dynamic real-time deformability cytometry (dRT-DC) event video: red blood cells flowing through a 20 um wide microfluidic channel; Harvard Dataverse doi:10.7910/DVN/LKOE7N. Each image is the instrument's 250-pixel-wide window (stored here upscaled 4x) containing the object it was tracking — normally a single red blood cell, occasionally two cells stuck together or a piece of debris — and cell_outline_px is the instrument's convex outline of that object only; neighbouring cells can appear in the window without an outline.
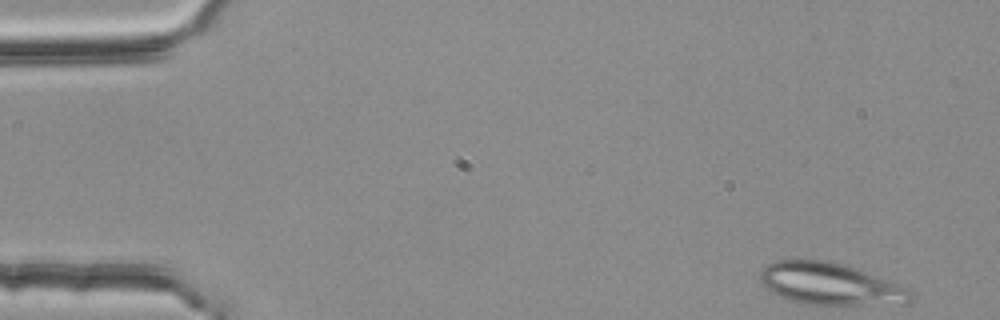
{"species": "common noctule bat (a hibernating species)", "species_latin": "Nyctalus noctula", "temperature_condition": "room temperature", "stored_images_in_passage": 47, "camera_frame_rate_fps": 3000, "um_per_image_px": 0.085, "animal": {"sex": "female", "body_mass_g": 25.1}, "frame": {"image": 1, "passage_image": 1, "time_ms": 0.0, "image_size_px": [1000, 320], "cell_outline_px": [[916, 300], [912, 304], [800, 304], [788, 300], [764, 288], [760, 280], [760, 272], [768, 264], [776, 260], [832, 260], [888, 280], [908, 288], [916, 292]], "centroid_in_image_um": [70.63, 24.15], "position_along_channel_um": 14.4, "area_um2": 37.22}}
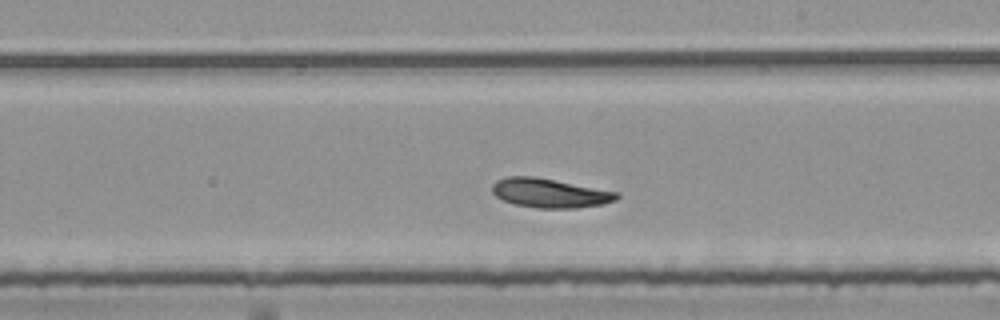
{"frame": {"image": 2, "passage_image": 29, "time_ms": 9.333, "image_size_px": [1000, 320], "cell_outline_px": [[620, 196], [616, 200], [604, 204], [576, 208], [536, 208], [516, 204], [504, 200], [496, 196], [492, 192], [492, 184], [496, 180], [508, 176], [532, 176], [620, 192]], "centroid_in_image_um": [46.75, 16.41], "position_along_channel_um": 242.2, "area_um2": 21.15}}
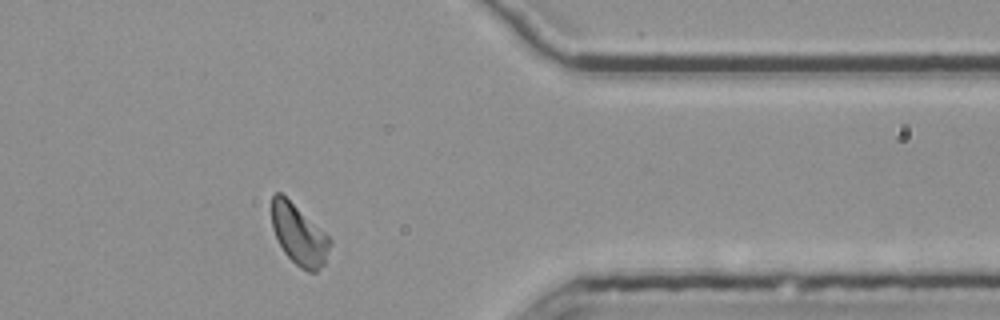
{"frame": {"image": 3, "passage_image": 42, "time_ms": 13.667, "image_size_px": [1000, 320], "cell_outline_px": [[332, 244], [324, 264], [316, 272], [308, 272], [300, 268], [284, 252], [272, 228], [272, 196], [276, 192], [280, 192], [324, 232], [332, 240]], "centroid_in_image_um": [25.42, 19.98], "position_along_channel_um": 386.0, "area_um2": 20.17}, "authors_computed_cell_mechanics": {"area_um2": 21.1548, "velocity_mm_per_s": 3.7262, "shape_relaxation_time_tau1_ms": 5.0164, "shape_relaxation_time_tau2_ms": 4.1255, "deformation_change_tau1": 0.1193, "deformation_change_tau2": 0.1032}}